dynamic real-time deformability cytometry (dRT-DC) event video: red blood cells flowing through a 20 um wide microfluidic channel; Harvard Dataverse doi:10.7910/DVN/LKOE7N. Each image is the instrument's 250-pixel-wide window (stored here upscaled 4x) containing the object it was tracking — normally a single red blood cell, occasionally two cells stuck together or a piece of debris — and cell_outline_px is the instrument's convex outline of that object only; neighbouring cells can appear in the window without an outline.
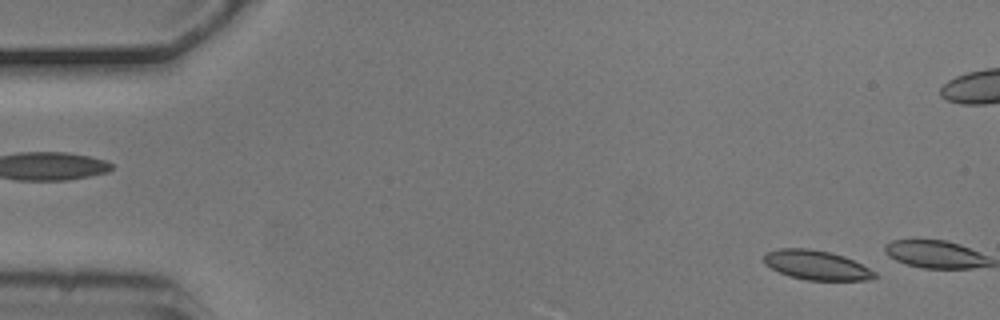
{"species": "common noctule bat (a hibernating species)", "species_latin": "Nyctalus noctula", "temperature_condition": "cold", "stored_images_in_passage": 4, "camera_frame_rate_fps": 3000, "um_per_image_px": 0.085, "animal": {"sex": "male", "body_mass_g": 20.5, "forearm_length_mm": 52.5}, "frame": {"image": 1, "passage_image": 2, "time_ms": 0.333, "image_size_px": [1000, 320], "cell_outline_px": [[880, 276], [868, 280], [808, 280], [792, 276], [780, 272], [764, 264], [764, 252], [780, 248], [808, 248], [828, 252], [844, 256], [876, 272]], "centroid_in_image_um": [69.4, 22.53], "position_along_channel_um": 15.6, "area_um2": 18.84}}